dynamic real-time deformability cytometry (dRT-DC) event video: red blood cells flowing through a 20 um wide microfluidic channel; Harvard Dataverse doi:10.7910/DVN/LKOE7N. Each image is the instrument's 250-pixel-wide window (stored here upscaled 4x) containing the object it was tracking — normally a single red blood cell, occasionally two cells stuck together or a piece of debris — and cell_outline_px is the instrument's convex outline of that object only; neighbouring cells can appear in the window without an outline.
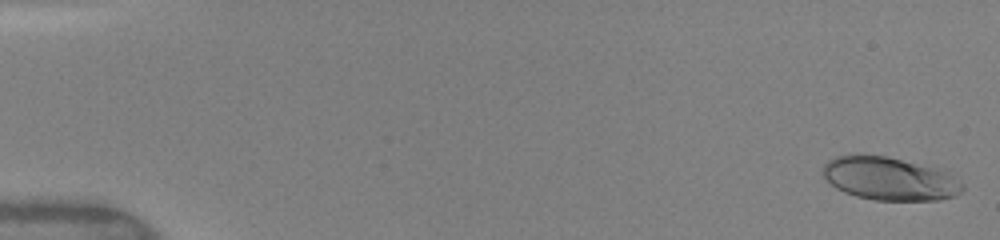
{"species": "human", "species_latin": "Homo sapiens", "temperature_condition": "warm", "stored_images_in_passage": 49, "camera_frame_rate_fps": 3000, "um_per_image_px": 0.085, "donor": {"sex": "female"}, "frame": {"image": 1, "passage_image": 1, "time_ms": 0.0, "image_size_px": [1000, 240], "cell_outline_px": [[964, 188], [956, 196], [940, 200], [876, 200], [856, 196], [844, 192], [836, 188], [824, 176], [824, 164], [828, 160], [836, 156], [848, 152], [864, 152], [888, 156], [948, 172]], "centroid_in_image_um": [75.54, 15.15], "position_along_channel_um": 9.5, "area_um2": 35.32}}
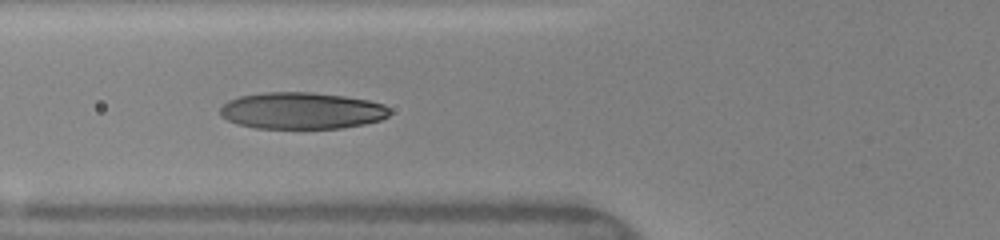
{"frame": {"image": 2, "passage_image": 19, "time_ms": 6.0, "image_size_px": [1000, 240], "cell_outline_px": [[392, 112], [388, 116], [380, 120], [364, 124], [340, 128], [256, 128], [236, 124], [220, 116], [220, 108], [228, 100], [240, 96], [264, 92], [312, 92], [344, 96], [368, 100], [384, 104]], "centroid_in_image_um": [25.64, 9.4], "position_along_channel_um": 100.2, "area_um2": 36.36}}
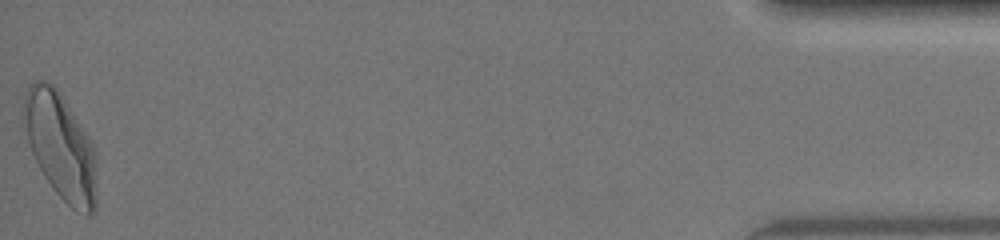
{"frame": {"image": 3, "passage_image": 49, "time_ms": 16.0, "image_size_px": [1000, 240], "cell_outline_px": [[96, 208], [92, 212], [76, 212], [52, 188], [44, 176], [20, 128], [20, 112], [24, 92], [28, 84], [32, 80], [44, 80], [52, 84], [60, 92], [88, 136], [92, 144], [96, 192]], "centroid_in_image_um": [5.03, 12.32], "position_along_channel_um": 430.2, "area_um2": 45.55}, "authors_computed_cell_mechanics": {"area_um2": 36.1828, "velocity_mm_per_s": 4.134, "shape_relaxation_time_tau1_ms": 3.7241, "shape_relaxation_time_tau2_ms": 0.8193, "deformation_change_tau1": 0.1686, "deformation_change_tau2": 0.0733}}